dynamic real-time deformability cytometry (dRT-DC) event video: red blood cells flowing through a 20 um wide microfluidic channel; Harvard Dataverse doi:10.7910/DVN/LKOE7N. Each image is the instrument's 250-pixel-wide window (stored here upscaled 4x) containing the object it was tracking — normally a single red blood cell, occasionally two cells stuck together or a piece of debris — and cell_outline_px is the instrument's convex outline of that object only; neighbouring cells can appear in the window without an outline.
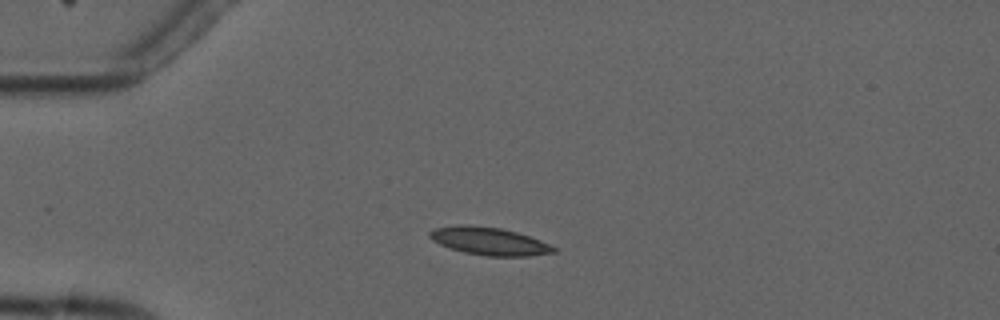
{"species": "common noctule bat (a hibernating species)", "species_latin": "Nyctalus noctula", "temperature_condition": "cold", "stored_images_in_passage": 3, "camera_frame_rate_fps": 3000, "um_per_image_px": 0.085, "animal": {"sex": "male", "forearm_length_mm": 52.5}, "frame": {"image": 1, "passage_image": 2, "time_ms": 2.0, "image_size_px": [1000, 320], "cell_outline_px": [[556, 252], [528, 256], [484, 256], [464, 252], [440, 244], [432, 240], [428, 236], [428, 232], [432, 228], [460, 224], [468, 224], [500, 228], [516, 232], [540, 240], [556, 248]], "centroid_in_image_um": [41.53, 20.49], "position_along_channel_um": 43.5, "area_um2": 20.06}}